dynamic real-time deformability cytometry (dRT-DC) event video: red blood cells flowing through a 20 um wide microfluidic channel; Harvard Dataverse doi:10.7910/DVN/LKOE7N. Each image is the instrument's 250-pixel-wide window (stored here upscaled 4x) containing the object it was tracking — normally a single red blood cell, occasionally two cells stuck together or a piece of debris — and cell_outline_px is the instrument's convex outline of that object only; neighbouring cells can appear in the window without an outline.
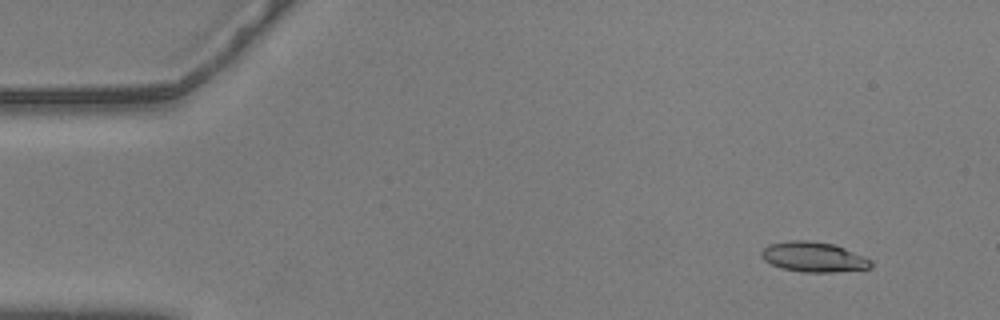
{"species": "common noctule bat (a hibernating species)", "species_latin": "Nyctalus noctula", "temperature_condition": "warm", "stored_images_in_passage": 54, "camera_frame_rate_fps": 3000, "um_per_image_px": 0.085, "animal": {"sex": "male", "body_mass_g": 20.5, "forearm_length_mm": 52.5}, "frame": {"image": 1, "passage_image": 2, "time_ms": 0.333, "image_size_px": [1000, 320], "cell_outline_px": [[872, 268], [832, 272], [804, 272], [780, 268], [764, 260], [760, 256], [760, 252], [768, 244], [788, 240], [808, 240], [836, 244], [864, 256], [872, 260]], "centroid_in_image_um": [69.15, 21.83], "position_along_channel_um": 15.8, "area_um2": 19.42}}
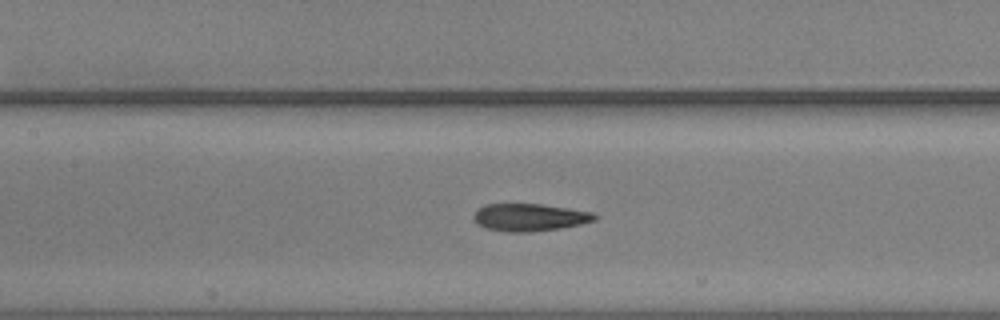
{"frame": {"image": 2, "passage_image": 23, "time_ms": 7.333, "image_size_px": [1000, 320], "cell_outline_px": [[596, 220], [580, 224], [560, 228], [528, 232], [508, 232], [484, 228], [476, 224], [472, 220], [472, 216], [476, 208], [484, 204], [540, 204], [568, 208], [592, 212], [596, 216]], "centroid_in_image_um": [44.92, 18.47], "position_along_channel_um": 162.5, "area_um2": 19.54}}
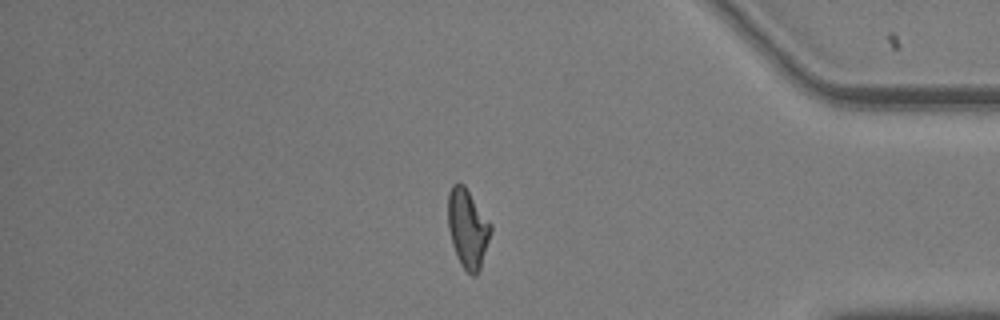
{"frame": {"image": 3, "passage_image": 45, "time_ms": 14.667, "image_size_px": [1000, 320], "cell_outline_px": [[492, 228], [480, 268], [476, 276], [472, 276], [460, 264], [456, 256], [452, 244], [448, 228], [448, 192], [452, 184], [464, 184], [492, 224]], "centroid_in_image_um": [39.74, 19.41], "position_along_channel_um": 395.5, "area_um2": 19.65}, "authors_computed_cell_mechanics": {"area_um2": 19.4786, "velocity_mm_per_s": 3.575, "shape_relaxation_time_tau1_ms": 3.9633, "shape_relaxation_time_tau2_ms": 2.2028, "deformation_change_tau1": 0.1614, "deformation_change_tau2": 0.0984}}